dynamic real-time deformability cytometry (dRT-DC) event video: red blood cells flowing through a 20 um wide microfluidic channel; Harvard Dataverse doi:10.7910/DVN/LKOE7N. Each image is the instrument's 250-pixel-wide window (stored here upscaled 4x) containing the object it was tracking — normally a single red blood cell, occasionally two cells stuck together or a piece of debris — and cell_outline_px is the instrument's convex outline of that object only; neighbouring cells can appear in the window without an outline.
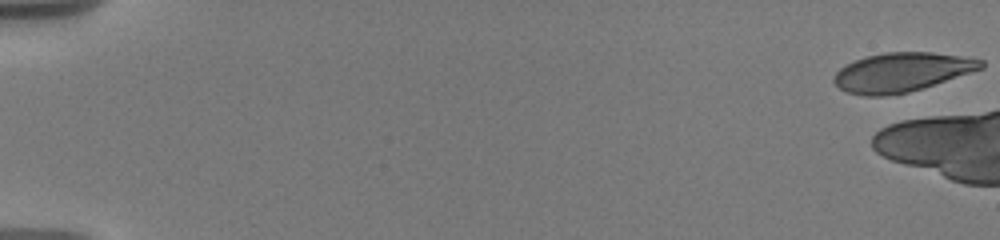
{"species": "human", "species_latin": "Homo sapiens", "temperature_condition": "warm", "stored_images_in_passage": 16, "camera_frame_rate_fps": 3000, "um_per_image_px": 0.085, "donor": {"sex": "male"}, "frame": {"image": 1, "passage_image": 1, "time_ms": 0.0, "image_size_px": [1000, 240], "cell_outline_px": [[984, 68], [908, 92], [880, 96], [864, 96], [848, 92], [840, 88], [832, 80], [836, 72], [840, 68], [856, 60], [868, 56], [884, 52], [932, 52], [984, 60]], "centroid_in_image_um": [76.63, 6.13], "position_along_channel_um": 8.4, "area_um2": 33.0}}